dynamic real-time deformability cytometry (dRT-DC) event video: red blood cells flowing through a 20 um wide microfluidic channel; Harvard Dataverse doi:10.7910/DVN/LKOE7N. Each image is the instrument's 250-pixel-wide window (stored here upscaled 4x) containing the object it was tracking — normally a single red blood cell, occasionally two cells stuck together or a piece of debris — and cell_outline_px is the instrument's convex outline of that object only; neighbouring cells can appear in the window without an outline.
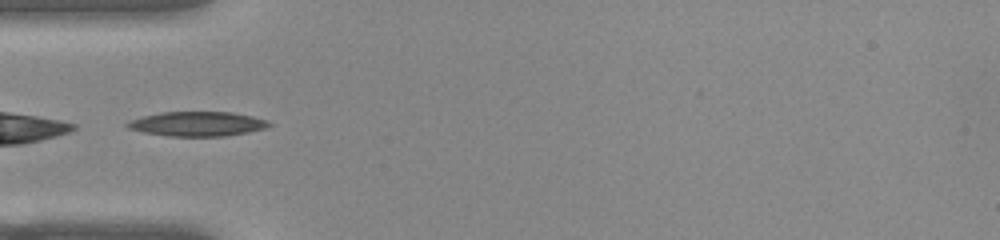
{"species": "common noctule bat (a hibernating species)", "species_latin": "Nyctalus noctula", "temperature_condition": "warm", "stored_images_in_passage": 26, "camera_frame_rate_fps": 3000, "um_per_image_px": 0.085, "animal": {"sex": "female", "body_mass_g": 22.0, "forearm_length_mm": 56.7}, "frame": {"image": 1, "passage_image": 1, "time_ms": 0.0, "image_size_px": [1000, 240], "cell_outline_px": [[272, 124], [264, 128], [248, 132], [224, 136], [168, 136], [144, 132], [128, 128], [124, 124], [132, 120], [144, 116], [160, 112], [232, 112], [252, 116], [268, 120]], "centroid_in_image_um": [16.79, 10.53], "position_along_channel_um": 68.2, "area_um2": 20.11}}
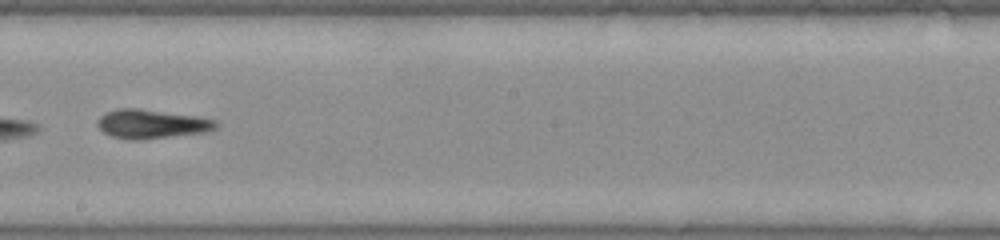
{"frame": {"image": 2, "passage_image": 14, "time_ms": 4.333, "image_size_px": [1000, 240], "cell_outline_px": [[220, 124], [216, 128], [204, 132], [144, 140], [132, 140], [112, 136], [104, 132], [96, 124], [96, 120], [104, 112], [120, 108], [136, 108], [200, 116], [216, 120]], "centroid_in_image_um": [12.89, 10.53], "position_along_channel_um": 235.3, "area_um2": 20.23}}
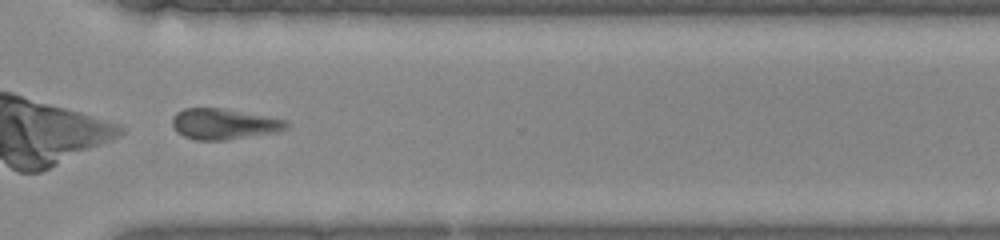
{"frame": {"image": 3, "passage_image": 23, "time_ms": 7.333, "image_size_px": [1000, 240], "cell_outline_px": [[292, 124], [288, 128], [280, 132], [228, 140], [196, 140], [184, 136], [176, 132], [172, 124], [172, 116], [176, 112], [184, 108], [224, 108], [288, 120]], "centroid_in_image_um": [19.08, 10.54], "position_along_channel_um": 351.5, "area_um2": 20.92}, "authors_computed_cell_mechanics": {"area_um2": 20.0566, "velocity_mm_per_s": 3.8565, "shape_relaxation_time_tau1_ms": 6.9276, "shape_relaxation_time_tau2_ms": 2.903, "deformation_change_tau1": 0.1576, "deformation_change_tau2": 0.1365}}